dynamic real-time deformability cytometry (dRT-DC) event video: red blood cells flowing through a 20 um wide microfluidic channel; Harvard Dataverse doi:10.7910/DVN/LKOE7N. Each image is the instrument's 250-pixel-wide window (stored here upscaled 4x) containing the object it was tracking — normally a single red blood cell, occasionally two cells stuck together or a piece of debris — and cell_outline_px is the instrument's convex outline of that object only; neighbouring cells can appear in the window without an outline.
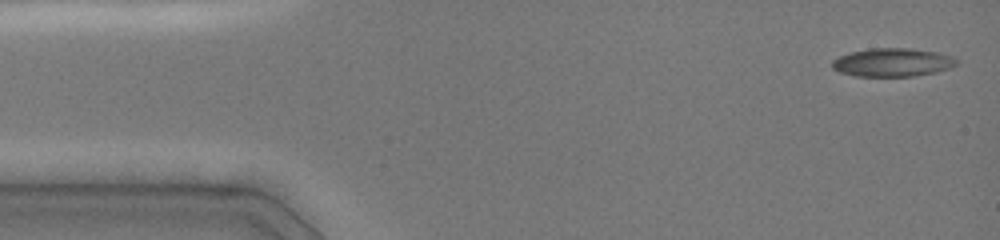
{"species": "common noctule bat (a hibernating species)", "species_latin": "Nyctalus noctula", "temperature_condition": "cold", "stored_images_in_passage": 34, "camera_frame_rate_fps": 3000, "um_per_image_px": 0.085, "animal": {"sex": "female", "body_mass_g": 19.0, "forearm_length_mm": 51.5}, "frame": {"image": 1, "passage_image": 1, "time_ms": 0.0, "image_size_px": [1000, 240], "cell_outline_px": [[960, 60], [956, 64], [948, 68], [936, 72], [912, 76], [852, 76], [840, 72], [832, 68], [832, 60], [848, 52], [868, 48], [908, 48], [936, 52], [952, 56]], "centroid_in_image_um": [75.83, 5.3], "position_along_channel_um": 9.2, "area_um2": 20.63}}
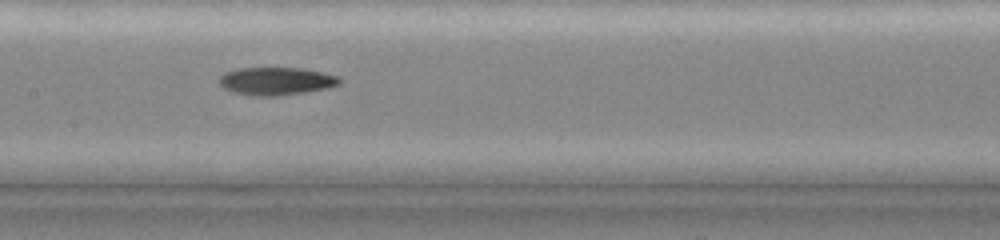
{"frame": {"image": 2, "passage_image": 23, "time_ms": 7.0, "image_size_px": [1000, 240], "cell_outline_px": [[340, 84], [328, 88], [304, 92], [276, 96], [256, 96], [232, 92], [224, 88], [220, 84], [220, 76], [224, 72], [236, 68], [300, 68], [340, 76]], "centroid_in_image_um": [23.46, 6.89], "position_along_channel_um": 183.9, "area_um2": 19.48}}
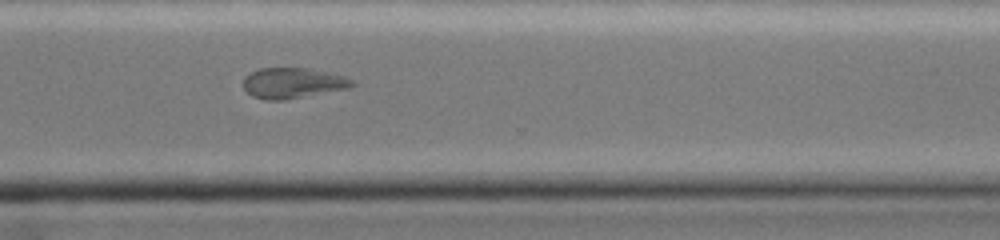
{"frame": {"image": 3, "passage_image": 33, "time_ms": 11.0, "image_size_px": [1000, 240], "cell_outline_px": [[356, 84], [348, 88], [284, 100], [268, 100], [252, 96], [244, 88], [244, 76], [260, 68], [308, 68], [328, 72], [344, 76], [352, 80]], "centroid_in_image_um": [24.88, 7.05], "position_along_channel_um": 345.7, "area_um2": 19.19}}